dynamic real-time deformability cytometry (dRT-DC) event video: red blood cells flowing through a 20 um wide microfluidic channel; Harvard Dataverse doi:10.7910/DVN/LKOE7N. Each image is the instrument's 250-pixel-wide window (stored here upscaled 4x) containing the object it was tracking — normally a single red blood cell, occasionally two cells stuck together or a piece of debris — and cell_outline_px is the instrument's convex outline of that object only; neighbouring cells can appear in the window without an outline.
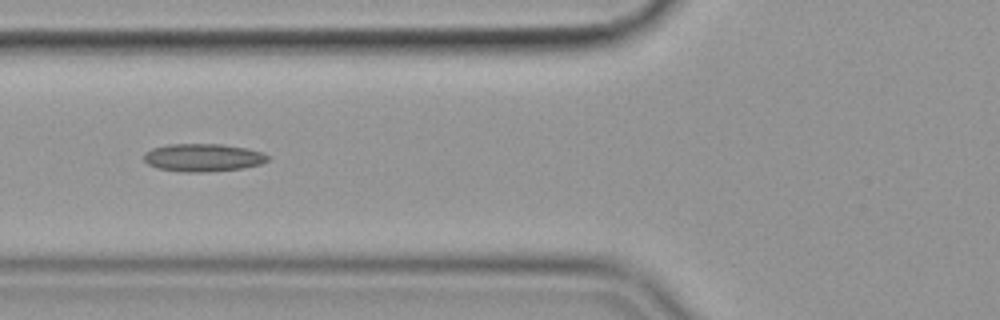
{"species": "common noctule bat (a hibernating species)", "species_latin": "Nyctalus noctula", "temperature_condition": "cold", "stored_images_in_passage": 41, "camera_frame_rate_fps": 3000, "um_per_image_px": 0.085, "animal": {"sex": "female", "body_mass_g": 19.9}, "frame": {"image": 1, "passage_image": 7, "time_ms": 2.0, "image_size_px": [1000, 320], "cell_outline_px": [[268, 160], [260, 164], [244, 168], [208, 172], [180, 172], [156, 168], [148, 164], [144, 160], [144, 152], [152, 148], [168, 144], [220, 144], [244, 148], [264, 152], [268, 156]], "centroid_in_image_um": [17.23, 13.4], "position_along_channel_um": 108.6, "area_um2": 20.23}, "authors_computed_cell_mechanics": {"area_um2": 19.4786, "velocity_mm_per_s": 3.5786, "shape_relaxation_time_tau1_ms": null, "shape_relaxation_time_tau2_ms": 4.8997, "deformation_change_tau1": null, "deformation_change_tau2": 0.1314}}